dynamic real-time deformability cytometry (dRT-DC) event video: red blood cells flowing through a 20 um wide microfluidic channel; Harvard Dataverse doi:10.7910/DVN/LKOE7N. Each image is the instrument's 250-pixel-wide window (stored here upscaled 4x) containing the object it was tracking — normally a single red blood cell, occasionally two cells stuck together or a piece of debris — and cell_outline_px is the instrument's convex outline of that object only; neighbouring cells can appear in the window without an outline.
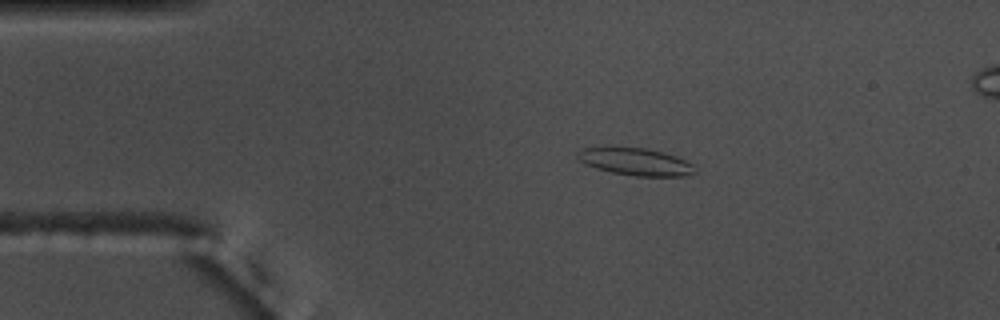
{"species": "common noctule bat (a hibernating species)", "species_latin": "Nyctalus noctula", "temperature_condition": "warm", "stored_images_in_passage": 56, "camera_frame_rate_fps": 3000, "um_per_image_px": 0.085, "animal": {"sex": "male", "body_mass_g": 17.5, "forearm_length_mm": 52.3}, "frame": {"image": 1, "passage_image": 11, "time_ms": 3.333, "image_size_px": [1000, 320], "cell_outline_px": [[696, 172], [684, 176], [636, 176], [612, 172], [596, 168], [584, 164], [576, 156], [576, 152], [584, 148], [648, 148], [664, 152], [676, 156], [692, 164]], "centroid_in_image_um": [54.03, 13.75], "position_along_channel_um": 31.0, "area_um2": 18.44}}
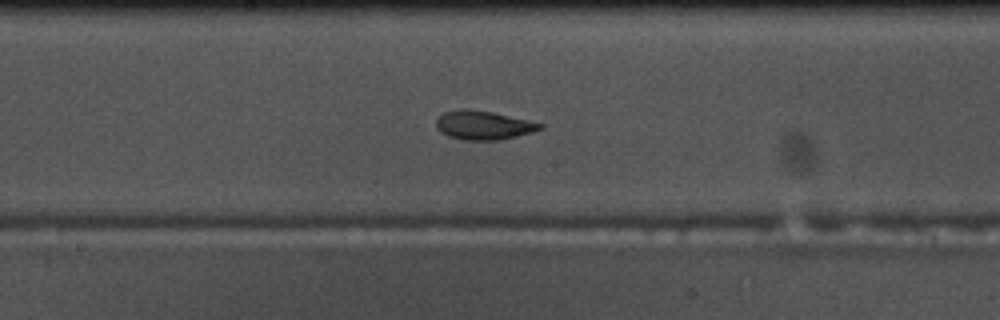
{"frame": {"image": 2, "passage_image": 29, "time_ms": 9.333, "image_size_px": [1000, 320], "cell_outline_px": [[544, 128], [532, 132], [500, 140], [464, 140], [448, 136], [440, 132], [436, 128], [436, 120], [444, 112], [460, 108], [464, 108], [492, 112], [528, 120], [544, 124]], "centroid_in_image_um": [41.08, 10.64], "position_along_channel_um": 207.1, "area_um2": 17.51}}
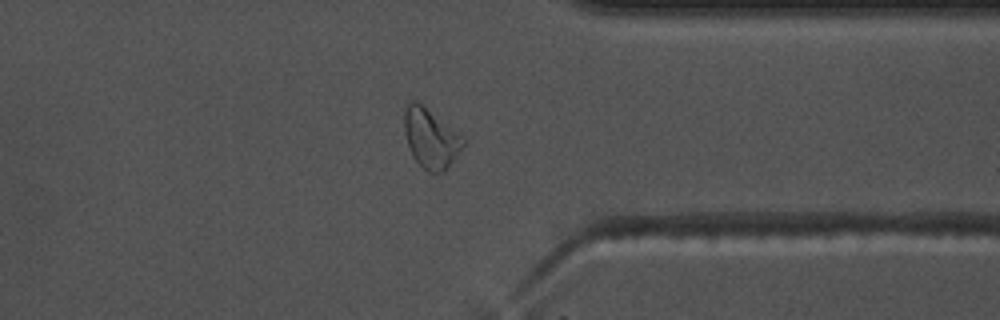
{"frame": {"image": 3, "passage_image": 43, "time_ms": 14.0, "image_size_px": [1000, 320], "cell_outline_px": [[464, 144], [456, 156], [444, 172], [428, 172], [412, 156], [404, 132], [404, 112], [408, 104], [412, 100], [416, 100], [464, 136]], "centroid_in_image_um": [36.61, 11.74], "position_along_channel_um": 374.8, "area_um2": 20.17}}